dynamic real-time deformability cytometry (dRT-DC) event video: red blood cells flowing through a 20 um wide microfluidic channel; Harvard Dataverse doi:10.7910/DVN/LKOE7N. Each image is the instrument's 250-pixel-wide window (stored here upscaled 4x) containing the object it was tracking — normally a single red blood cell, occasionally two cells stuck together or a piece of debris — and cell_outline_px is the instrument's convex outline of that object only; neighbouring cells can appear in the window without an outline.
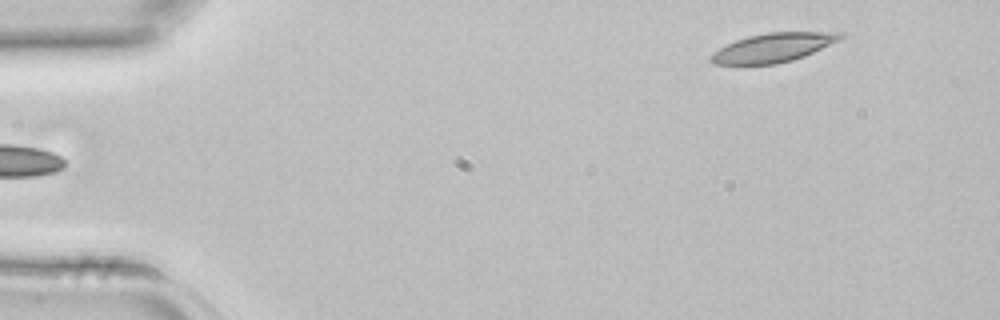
{"species": "common noctule bat (a hibernating species)", "species_latin": "Nyctalus noctula", "temperature_condition": "room temperature", "stored_images_in_passage": 2, "camera_frame_rate_fps": 3000, "um_per_image_px": 0.085, "animal": {"sex": "female", "body_mass_g": 22.7, "forearm_length_mm": 54.2}, "frame": {"image": 1, "passage_image": 2, "time_ms": 0.333, "image_size_px": [1000, 320], "cell_outline_px": [[844, 36], [840, 40], [804, 56], [792, 60], [776, 64], [712, 64], [708, 60], [708, 56], [712, 52], [736, 40], [748, 36], [768, 32], [844, 32]], "centroid_in_image_um": [65.7, 4.05], "position_along_channel_um": 19.3, "area_um2": 21.85}}